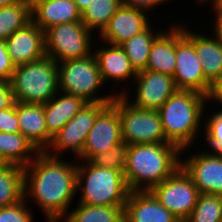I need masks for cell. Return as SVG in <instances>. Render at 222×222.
<instances>
[{
  "label": "cell",
  "mask_w": 222,
  "mask_h": 222,
  "mask_svg": "<svg viewBox=\"0 0 222 222\" xmlns=\"http://www.w3.org/2000/svg\"><path fill=\"white\" fill-rule=\"evenodd\" d=\"M64 222H124V206H95L76 203Z\"/></svg>",
  "instance_id": "cell-25"
},
{
  "label": "cell",
  "mask_w": 222,
  "mask_h": 222,
  "mask_svg": "<svg viewBox=\"0 0 222 222\" xmlns=\"http://www.w3.org/2000/svg\"><path fill=\"white\" fill-rule=\"evenodd\" d=\"M222 196L199 194L196 206L184 222H221Z\"/></svg>",
  "instance_id": "cell-30"
},
{
  "label": "cell",
  "mask_w": 222,
  "mask_h": 222,
  "mask_svg": "<svg viewBox=\"0 0 222 222\" xmlns=\"http://www.w3.org/2000/svg\"><path fill=\"white\" fill-rule=\"evenodd\" d=\"M75 161H79L77 163V194L81 191L77 203L95 206H124L130 193L124 172L98 167L88 161Z\"/></svg>",
  "instance_id": "cell-4"
},
{
  "label": "cell",
  "mask_w": 222,
  "mask_h": 222,
  "mask_svg": "<svg viewBox=\"0 0 222 222\" xmlns=\"http://www.w3.org/2000/svg\"><path fill=\"white\" fill-rule=\"evenodd\" d=\"M62 158L39 152L24 167V199L35 201L48 222H63L77 195V162Z\"/></svg>",
  "instance_id": "cell-1"
},
{
  "label": "cell",
  "mask_w": 222,
  "mask_h": 222,
  "mask_svg": "<svg viewBox=\"0 0 222 222\" xmlns=\"http://www.w3.org/2000/svg\"><path fill=\"white\" fill-rule=\"evenodd\" d=\"M198 2V4H199V2H200V5L201 4H203L204 5V3H206V2H208V1H210V3H212L214 0H197Z\"/></svg>",
  "instance_id": "cell-43"
},
{
  "label": "cell",
  "mask_w": 222,
  "mask_h": 222,
  "mask_svg": "<svg viewBox=\"0 0 222 222\" xmlns=\"http://www.w3.org/2000/svg\"><path fill=\"white\" fill-rule=\"evenodd\" d=\"M213 114L205 117L202 125H204V133L202 134L205 138L207 147H210L211 152H218L222 148V112L213 110ZM209 116V117H208ZM205 134V135H204Z\"/></svg>",
  "instance_id": "cell-32"
},
{
  "label": "cell",
  "mask_w": 222,
  "mask_h": 222,
  "mask_svg": "<svg viewBox=\"0 0 222 222\" xmlns=\"http://www.w3.org/2000/svg\"><path fill=\"white\" fill-rule=\"evenodd\" d=\"M2 165H4V164H3V162L0 160V167H1Z\"/></svg>",
  "instance_id": "cell-45"
},
{
  "label": "cell",
  "mask_w": 222,
  "mask_h": 222,
  "mask_svg": "<svg viewBox=\"0 0 222 222\" xmlns=\"http://www.w3.org/2000/svg\"><path fill=\"white\" fill-rule=\"evenodd\" d=\"M57 64L59 92L81 97L87 103H112L115 94L105 95V91L103 95L99 94L105 84L93 53Z\"/></svg>",
  "instance_id": "cell-6"
},
{
  "label": "cell",
  "mask_w": 222,
  "mask_h": 222,
  "mask_svg": "<svg viewBox=\"0 0 222 222\" xmlns=\"http://www.w3.org/2000/svg\"><path fill=\"white\" fill-rule=\"evenodd\" d=\"M183 25L176 23V68L173 79L178 90L197 91L206 96L211 83L203 74L193 44L184 36Z\"/></svg>",
  "instance_id": "cell-12"
},
{
  "label": "cell",
  "mask_w": 222,
  "mask_h": 222,
  "mask_svg": "<svg viewBox=\"0 0 222 222\" xmlns=\"http://www.w3.org/2000/svg\"><path fill=\"white\" fill-rule=\"evenodd\" d=\"M147 13L140 9L121 5L98 38L106 44L121 46L151 25Z\"/></svg>",
  "instance_id": "cell-15"
},
{
  "label": "cell",
  "mask_w": 222,
  "mask_h": 222,
  "mask_svg": "<svg viewBox=\"0 0 222 222\" xmlns=\"http://www.w3.org/2000/svg\"><path fill=\"white\" fill-rule=\"evenodd\" d=\"M77 5L79 12L82 14L93 0H73Z\"/></svg>",
  "instance_id": "cell-40"
},
{
  "label": "cell",
  "mask_w": 222,
  "mask_h": 222,
  "mask_svg": "<svg viewBox=\"0 0 222 222\" xmlns=\"http://www.w3.org/2000/svg\"><path fill=\"white\" fill-rule=\"evenodd\" d=\"M0 131L6 133L20 132L17 118V102H14L8 108L0 110Z\"/></svg>",
  "instance_id": "cell-34"
},
{
  "label": "cell",
  "mask_w": 222,
  "mask_h": 222,
  "mask_svg": "<svg viewBox=\"0 0 222 222\" xmlns=\"http://www.w3.org/2000/svg\"><path fill=\"white\" fill-rule=\"evenodd\" d=\"M93 34L82 21L53 25L44 31L45 54L57 63L85 58L93 53Z\"/></svg>",
  "instance_id": "cell-7"
},
{
  "label": "cell",
  "mask_w": 222,
  "mask_h": 222,
  "mask_svg": "<svg viewBox=\"0 0 222 222\" xmlns=\"http://www.w3.org/2000/svg\"><path fill=\"white\" fill-rule=\"evenodd\" d=\"M214 26L213 29V35H216L220 40H222V12H215L214 13Z\"/></svg>",
  "instance_id": "cell-39"
},
{
  "label": "cell",
  "mask_w": 222,
  "mask_h": 222,
  "mask_svg": "<svg viewBox=\"0 0 222 222\" xmlns=\"http://www.w3.org/2000/svg\"><path fill=\"white\" fill-rule=\"evenodd\" d=\"M150 192L179 221H185L189 217L199 196L197 187L182 167Z\"/></svg>",
  "instance_id": "cell-10"
},
{
  "label": "cell",
  "mask_w": 222,
  "mask_h": 222,
  "mask_svg": "<svg viewBox=\"0 0 222 222\" xmlns=\"http://www.w3.org/2000/svg\"><path fill=\"white\" fill-rule=\"evenodd\" d=\"M203 151L190 154L183 160L181 157V167L190 176L199 194L222 196V155L209 149Z\"/></svg>",
  "instance_id": "cell-13"
},
{
  "label": "cell",
  "mask_w": 222,
  "mask_h": 222,
  "mask_svg": "<svg viewBox=\"0 0 222 222\" xmlns=\"http://www.w3.org/2000/svg\"><path fill=\"white\" fill-rule=\"evenodd\" d=\"M15 65L7 52L5 40H0V81L9 82Z\"/></svg>",
  "instance_id": "cell-35"
},
{
  "label": "cell",
  "mask_w": 222,
  "mask_h": 222,
  "mask_svg": "<svg viewBox=\"0 0 222 222\" xmlns=\"http://www.w3.org/2000/svg\"><path fill=\"white\" fill-rule=\"evenodd\" d=\"M122 141L121 123L116 106L108 104L97 116L88 132L82 153L77 160L88 161L93 155L107 152Z\"/></svg>",
  "instance_id": "cell-14"
},
{
  "label": "cell",
  "mask_w": 222,
  "mask_h": 222,
  "mask_svg": "<svg viewBox=\"0 0 222 222\" xmlns=\"http://www.w3.org/2000/svg\"><path fill=\"white\" fill-rule=\"evenodd\" d=\"M39 153L22 133L0 131V160L3 164L27 166Z\"/></svg>",
  "instance_id": "cell-24"
},
{
  "label": "cell",
  "mask_w": 222,
  "mask_h": 222,
  "mask_svg": "<svg viewBox=\"0 0 222 222\" xmlns=\"http://www.w3.org/2000/svg\"><path fill=\"white\" fill-rule=\"evenodd\" d=\"M99 48H95L93 51L94 56L98 64V69L101 73L102 81L104 84L114 82L132 81L135 79L137 72L131 65L129 58L121 46L107 44ZM110 79V80H109ZM109 81V82H108Z\"/></svg>",
  "instance_id": "cell-18"
},
{
  "label": "cell",
  "mask_w": 222,
  "mask_h": 222,
  "mask_svg": "<svg viewBox=\"0 0 222 222\" xmlns=\"http://www.w3.org/2000/svg\"><path fill=\"white\" fill-rule=\"evenodd\" d=\"M211 6L215 9L214 12H222V0H214Z\"/></svg>",
  "instance_id": "cell-41"
},
{
  "label": "cell",
  "mask_w": 222,
  "mask_h": 222,
  "mask_svg": "<svg viewBox=\"0 0 222 222\" xmlns=\"http://www.w3.org/2000/svg\"><path fill=\"white\" fill-rule=\"evenodd\" d=\"M13 103L10 83L0 81V110L10 107Z\"/></svg>",
  "instance_id": "cell-37"
},
{
  "label": "cell",
  "mask_w": 222,
  "mask_h": 222,
  "mask_svg": "<svg viewBox=\"0 0 222 222\" xmlns=\"http://www.w3.org/2000/svg\"><path fill=\"white\" fill-rule=\"evenodd\" d=\"M110 103H87L52 138L46 153L62 157L65 151L74 154L75 159L82 153L88 132L94 126L98 114Z\"/></svg>",
  "instance_id": "cell-9"
},
{
  "label": "cell",
  "mask_w": 222,
  "mask_h": 222,
  "mask_svg": "<svg viewBox=\"0 0 222 222\" xmlns=\"http://www.w3.org/2000/svg\"><path fill=\"white\" fill-rule=\"evenodd\" d=\"M216 101L222 106V77L210 84L209 91L206 95V101ZM222 112V109L217 111Z\"/></svg>",
  "instance_id": "cell-38"
},
{
  "label": "cell",
  "mask_w": 222,
  "mask_h": 222,
  "mask_svg": "<svg viewBox=\"0 0 222 222\" xmlns=\"http://www.w3.org/2000/svg\"><path fill=\"white\" fill-rule=\"evenodd\" d=\"M112 103L116 106L121 123L122 140L128 145L170 143L163 130L159 113L130 105L121 95Z\"/></svg>",
  "instance_id": "cell-8"
},
{
  "label": "cell",
  "mask_w": 222,
  "mask_h": 222,
  "mask_svg": "<svg viewBox=\"0 0 222 222\" xmlns=\"http://www.w3.org/2000/svg\"><path fill=\"white\" fill-rule=\"evenodd\" d=\"M21 0H0V8L7 6V5H11L13 3L19 2Z\"/></svg>",
  "instance_id": "cell-42"
},
{
  "label": "cell",
  "mask_w": 222,
  "mask_h": 222,
  "mask_svg": "<svg viewBox=\"0 0 222 222\" xmlns=\"http://www.w3.org/2000/svg\"><path fill=\"white\" fill-rule=\"evenodd\" d=\"M171 26L167 31H162L152 43L146 70L173 77L176 68V25L173 22Z\"/></svg>",
  "instance_id": "cell-23"
},
{
  "label": "cell",
  "mask_w": 222,
  "mask_h": 222,
  "mask_svg": "<svg viewBox=\"0 0 222 222\" xmlns=\"http://www.w3.org/2000/svg\"><path fill=\"white\" fill-rule=\"evenodd\" d=\"M124 222H180L150 191H130L124 204Z\"/></svg>",
  "instance_id": "cell-17"
},
{
  "label": "cell",
  "mask_w": 222,
  "mask_h": 222,
  "mask_svg": "<svg viewBox=\"0 0 222 222\" xmlns=\"http://www.w3.org/2000/svg\"><path fill=\"white\" fill-rule=\"evenodd\" d=\"M9 83L14 102L45 104L59 91L58 64L44 56L16 66Z\"/></svg>",
  "instance_id": "cell-5"
},
{
  "label": "cell",
  "mask_w": 222,
  "mask_h": 222,
  "mask_svg": "<svg viewBox=\"0 0 222 222\" xmlns=\"http://www.w3.org/2000/svg\"><path fill=\"white\" fill-rule=\"evenodd\" d=\"M169 2L170 0H121V5L124 6H130L136 9H140L143 11L151 12V10H154V8H157V6L163 5L165 2Z\"/></svg>",
  "instance_id": "cell-36"
},
{
  "label": "cell",
  "mask_w": 222,
  "mask_h": 222,
  "mask_svg": "<svg viewBox=\"0 0 222 222\" xmlns=\"http://www.w3.org/2000/svg\"><path fill=\"white\" fill-rule=\"evenodd\" d=\"M205 103H209L206 96L197 91L177 90L157 110L166 139L177 145L181 153L189 150L203 133L198 132L206 114Z\"/></svg>",
  "instance_id": "cell-3"
},
{
  "label": "cell",
  "mask_w": 222,
  "mask_h": 222,
  "mask_svg": "<svg viewBox=\"0 0 222 222\" xmlns=\"http://www.w3.org/2000/svg\"><path fill=\"white\" fill-rule=\"evenodd\" d=\"M31 16L43 31L53 25L81 21V13L73 0H33Z\"/></svg>",
  "instance_id": "cell-19"
},
{
  "label": "cell",
  "mask_w": 222,
  "mask_h": 222,
  "mask_svg": "<svg viewBox=\"0 0 222 222\" xmlns=\"http://www.w3.org/2000/svg\"><path fill=\"white\" fill-rule=\"evenodd\" d=\"M29 201H22L0 208V222H33V213L27 208Z\"/></svg>",
  "instance_id": "cell-33"
},
{
  "label": "cell",
  "mask_w": 222,
  "mask_h": 222,
  "mask_svg": "<svg viewBox=\"0 0 222 222\" xmlns=\"http://www.w3.org/2000/svg\"><path fill=\"white\" fill-rule=\"evenodd\" d=\"M128 146L129 145L122 140L114 144L109 151L93 155L88 162L98 167L124 172Z\"/></svg>",
  "instance_id": "cell-31"
},
{
  "label": "cell",
  "mask_w": 222,
  "mask_h": 222,
  "mask_svg": "<svg viewBox=\"0 0 222 222\" xmlns=\"http://www.w3.org/2000/svg\"><path fill=\"white\" fill-rule=\"evenodd\" d=\"M135 82L134 100H130L129 91L124 90L126 88H122V92L113 90L111 93L121 95L136 108L157 111L178 90L172 76L151 70L137 72Z\"/></svg>",
  "instance_id": "cell-11"
},
{
  "label": "cell",
  "mask_w": 222,
  "mask_h": 222,
  "mask_svg": "<svg viewBox=\"0 0 222 222\" xmlns=\"http://www.w3.org/2000/svg\"><path fill=\"white\" fill-rule=\"evenodd\" d=\"M5 42L15 67L46 56L44 31L33 21L16 30Z\"/></svg>",
  "instance_id": "cell-16"
},
{
  "label": "cell",
  "mask_w": 222,
  "mask_h": 222,
  "mask_svg": "<svg viewBox=\"0 0 222 222\" xmlns=\"http://www.w3.org/2000/svg\"><path fill=\"white\" fill-rule=\"evenodd\" d=\"M120 6L121 0H93L81 14V21L89 30L94 33L96 31L99 35Z\"/></svg>",
  "instance_id": "cell-29"
},
{
  "label": "cell",
  "mask_w": 222,
  "mask_h": 222,
  "mask_svg": "<svg viewBox=\"0 0 222 222\" xmlns=\"http://www.w3.org/2000/svg\"><path fill=\"white\" fill-rule=\"evenodd\" d=\"M32 21L31 2L21 0L0 8V40H7L16 30Z\"/></svg>",
  "instance_id": "cell-28"
},
{
  "label": "cell",
  "mask_w": 222,
  "mask_h": 222,
  "mask_svg": "<svg viewBox=\"0 0 222 222\" xmlns=\"http://www.w3.org/2000/svg\"><path fill=\"white\" fill-rule=\"evenodd\" d=\"M24 199V168L4 164L0 167V208Z\"/></svg>",
  "instance_id": "cell-26"
},
{
  "label": "cell",
  "mask_w": 222,
  "mask_h": 222,
  "mask_svg": "<svg viewBox=\"0 0 222 222\" xmlns=\"http://www.w3.org/2000/svg\"><path fill=\"white\" fill-rule=\"evenodd\" d=\"M154 31L150 25L145 31L134 35L121 45L136 72L146 70L152 43L162 32Z\"/></svg>",
  "instance_id": "cell-27"
},
{
  "label": "cell",
  "mask_w": 222,
  "mask_h": 222,
  "mask_svg": "<svg viewBox=\"0 0 222 222\" xmlns=\"http://www.w3.org/2000/svg\"><path fill=\"white\" fill-rule=\"evenodd\" d=\"M186 27V28H185ZM184 27V36L193 44L205 78L212 83L222 77V40ZM193 31V32H192ZM203 34V35H202ZM215 37V38H214Z\"/></svg>",
  "instance_id": "cell-20"
},
{
  "label": "cell",
  "mask_w": 222,
  "mask_h": 222,
  "mask_svg": "<svg viewBox=\"0 0 222 222\" xmlns=\"http://www.w3.org/2000/svg\"><path fill=\"white\" fill-rule=\"evenodd\" d=\"M181 149L173 143L128 146L124 177L130 191H150L181 167Z\"/></svg>",
  "instance_id": "cell-2"
},
{
  "label": "cell",
  "mask_w": 222,
  "mask_h": 222,
  "mask_svg": "<svg viewBox=\"0 0 222 222\" xmlns=\"http://www.w3.org/2000/svg\"><path fill=\"white\" fill-rule=\"evenodd\" d=\"M87 102L81 97L57 92L44 104V115L47 127V148L52 138L71 120Z\"/></svg>",
  "instance_id": "cell-21"
},
{
  "label": "cell",
  "mask_w": 222,
  "mask_h": 222,
  "mask_svg": "<svg viewBox=\"0 0 222 222\" xmlns=\"http://www.w3.org/2000/svg\"><path fill=\"white\" fill-rule=\"evenodd\" d=\"M17 118L22 133L39 152L47 149L44 104L17 102Z\"/></svg>",
  "instance_id": "cell-22"
},
{
  "label": "cell",
  "mask_w": 222,
  "mask_h": 222,
  "mask_svg": "<svg viewBox=\"0 0 222 222\" xmlns=\"http://www.w3.org/2000/svg\"><path fill=\"white\" fill-rule=\"evenodd\" d=\"M218 153H219L220 155H222V148L218 151Z\"/></svg>",
  "instance_id": "cell-44"
}]
</instances>
